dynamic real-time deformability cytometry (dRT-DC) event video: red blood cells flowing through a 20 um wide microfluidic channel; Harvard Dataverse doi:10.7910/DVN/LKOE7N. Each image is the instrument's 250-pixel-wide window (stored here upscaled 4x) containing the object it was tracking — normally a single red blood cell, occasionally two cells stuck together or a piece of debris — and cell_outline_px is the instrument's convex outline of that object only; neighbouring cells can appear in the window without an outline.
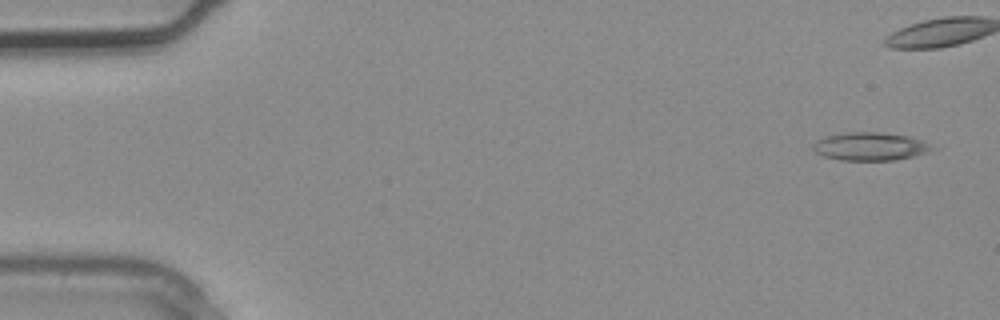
{"species": "common noctule bat (a hibernating species)", "species_latin": "Nyctalus noctula", "temperature_condition": "warm", "stored_images_in_passage": 3, "camera_frame_rate_fps": 3000, "um_per_image_px": 0.085, "animal": {"sex": "male", "body_mass_g": 20.4}, "frame": {"image": 1, "passage_image": 3, "time_ms": 0.667, "image_size_px": [1000, 320], "cell_outline_px": [[936, 148], [912, 156], [896, 160], [840, 160], [824, 156], [816, 152], [812, 148], [812, 144], [816, 140], [828, 136], [848, 132], [880, 132], [908, 136], [920, 140]], "centroid_in_image_um": [73.92, 12.44], "position_along_channel_um": 11.1, "area_um2": 19.19}}